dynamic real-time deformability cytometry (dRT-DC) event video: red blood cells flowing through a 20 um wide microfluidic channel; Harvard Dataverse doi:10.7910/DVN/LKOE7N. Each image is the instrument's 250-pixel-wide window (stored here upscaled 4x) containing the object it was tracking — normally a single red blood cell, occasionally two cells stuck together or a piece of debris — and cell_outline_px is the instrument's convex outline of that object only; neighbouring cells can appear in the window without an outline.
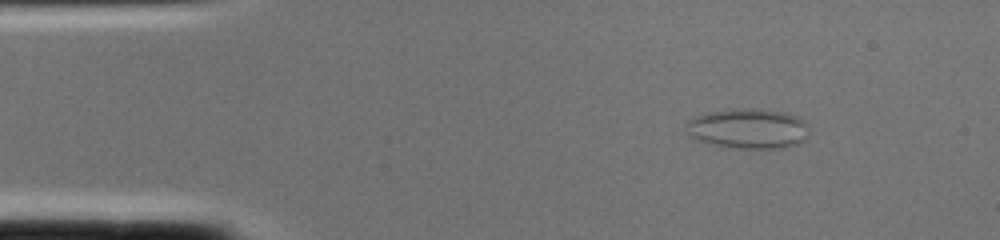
{"species": "common noctule bat (a hibernating species)", "species_latin": "Nyctalus noctula", "temperature_condition": "cold", "stored_images_in_passage": 3, "camera_frame_rate_fps": 3000, "um_per_image_px": 0.085, "animal": {"sex": "female", "body_mass_g": 22.0, "forearm_length_mm": 56.7}, "frame": {"image": 1, "passage_image": 3, "time_ms": 0.667, "image_size_px": [1000, 240], "cell_outline_px": [[808, 136], [804, 140], [788, 148], [732, 148], [712, 144], [688, 136], [688, 120], [692, 116], [708, 112], [740, 108], [752, 108], [784, 112], [796, 116], [804, 124]], "centroid_in_image_um": [63.56, 10.93], "position_along_channel_um": 21.4, "area_um2": 28.5}}